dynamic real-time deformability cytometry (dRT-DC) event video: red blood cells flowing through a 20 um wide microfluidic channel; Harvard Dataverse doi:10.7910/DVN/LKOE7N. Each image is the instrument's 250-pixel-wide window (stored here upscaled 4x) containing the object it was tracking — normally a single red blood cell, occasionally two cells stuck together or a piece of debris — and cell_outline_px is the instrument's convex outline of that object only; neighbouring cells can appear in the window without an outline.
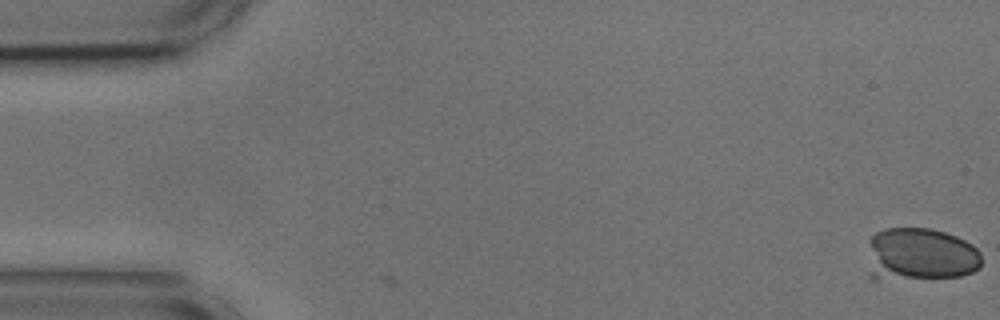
{"species": "common noctule bat (a hibernating species)", "species_latin": "Nyctalus noctula", "temperature_condition": "cold", "stored_images_in_passage": 2, "camera_frame_rate_fps": 3000, "um_per_image_px": 0.085, "animal": {"sex": "male", "body_mass_g": 17.9, "forearm_length_mm": 54.2}, "frame": {"image": 1, "passage_image": 2, "time_ms": 0.333, "image_size_px": [1000, 320], "cell_outline_px": [[980, 268], [972, 272], [960, 276], [876, 280], [872, 280], [868, 276], [872, 236], [876, 232], [884, 228], [932, 228], [956, 236], [972, 244], [980, 252]], "centroid_in_image_um": [78.22, 21.64], "position_along_channel_um": 6.8, "area_um2": 35.37}}